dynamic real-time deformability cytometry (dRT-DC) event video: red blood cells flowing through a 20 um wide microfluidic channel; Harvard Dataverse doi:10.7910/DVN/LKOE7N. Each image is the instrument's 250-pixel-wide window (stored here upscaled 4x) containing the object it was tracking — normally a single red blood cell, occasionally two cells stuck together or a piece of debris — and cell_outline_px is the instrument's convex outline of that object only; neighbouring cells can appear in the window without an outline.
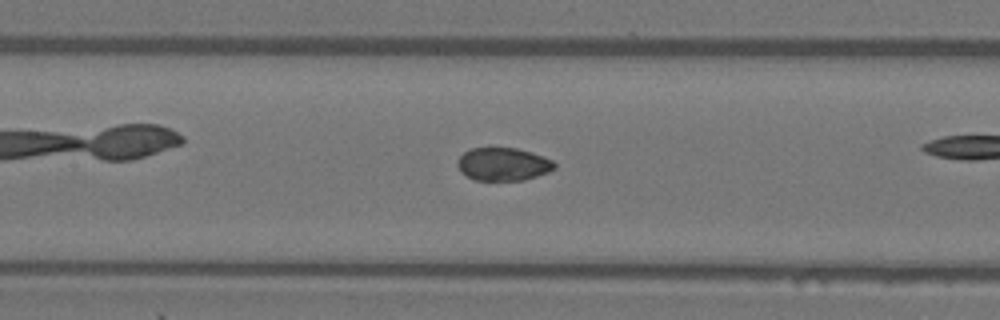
{"species": "Egyptian fruit bat (a non-hibernating species)", "species_latin": "Rousettus aegyptiacus", "temperature_condition": "warm", "stored_images_in_passage": 41, "camera_frame_rate_fps": 3000, "um_per_image_px": 0.085, "animal": {"sex": "female"}, "frame": {"image": 1, "passage_image": 24, "time_ms": 7.667, "image_size_px": [1000, 320], "cell_outline_px": [[556, 168], [548, 172], [524, 180], [476, 180], [460, 172], [456, 164], [456, 160], [464, 152], [472, 148], [516, 148], [552, 160], [556, 164]], "centroid_in_image_um": [42.73, 13.96], "position_along_channel_um": 164.7, "area_um2": 18.5}}
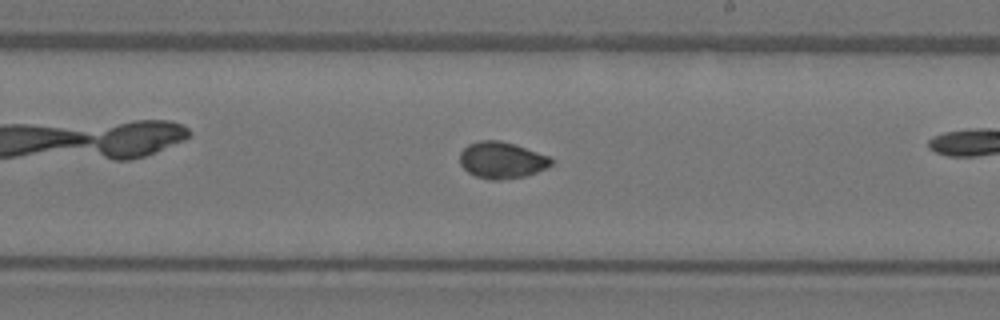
{"frame": {"image": 2, "passage_image": 30, "time_ms": 9.667, "image_size_px": [1000, 320], "cell_outline_px": [[552, 164], [536, 172], [524, 176], [500, 180], [492, 180], [476, 176], [468, 172], [460, 164], [460, 152], [468, 144], [480, 140], [500, 140], [552, 156]], "centroid_in_image_um": [42.64, 13.6], "position_along_channel_um": 246.4, "area_um2": 19.42}}